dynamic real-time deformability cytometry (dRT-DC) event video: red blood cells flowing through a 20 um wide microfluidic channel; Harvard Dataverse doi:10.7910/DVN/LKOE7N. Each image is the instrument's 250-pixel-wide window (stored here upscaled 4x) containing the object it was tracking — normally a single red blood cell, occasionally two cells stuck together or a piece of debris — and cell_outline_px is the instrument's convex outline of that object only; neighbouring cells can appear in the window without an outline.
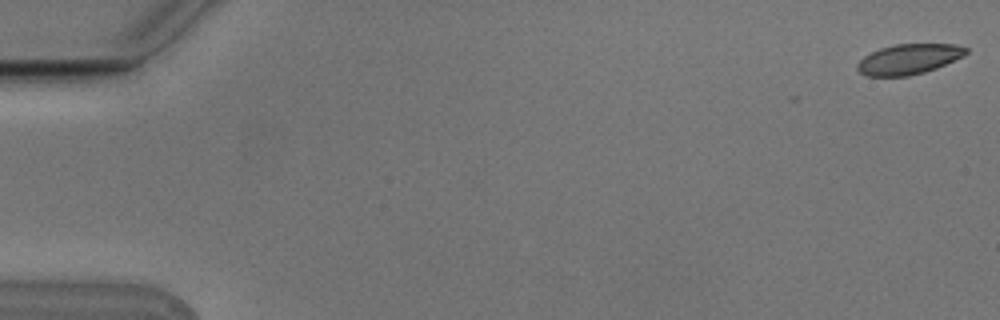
{"species": "Egyptian fruit bat (a non-hibernating species)", "species_latin": "Rousettus aegyptiacus", "temperature_condition": "cold", "stored_images_in_passage": 4, "camera_frame_rate_fps": 3000, "um_per_image_px": 0.085, "animal": {"sex": "male"}, "frame": {"image": 1, "passage_image": 4, "time_ms": 1.0, "image_size_px": [1000, 320], "cell_outline_px": [[968, 52], [964, 56], [936, 68], [924, 72], [908, 76], [868, 76], [860, 72], [856, 68], [856, 64], [864, 56], [880, 48], [896, 44], [952, 44], [968, 48]], "centroid_in_image_um": [77.24, 5.03], "position_along_channel_um": 7.8, "area_um2": 19.07}}